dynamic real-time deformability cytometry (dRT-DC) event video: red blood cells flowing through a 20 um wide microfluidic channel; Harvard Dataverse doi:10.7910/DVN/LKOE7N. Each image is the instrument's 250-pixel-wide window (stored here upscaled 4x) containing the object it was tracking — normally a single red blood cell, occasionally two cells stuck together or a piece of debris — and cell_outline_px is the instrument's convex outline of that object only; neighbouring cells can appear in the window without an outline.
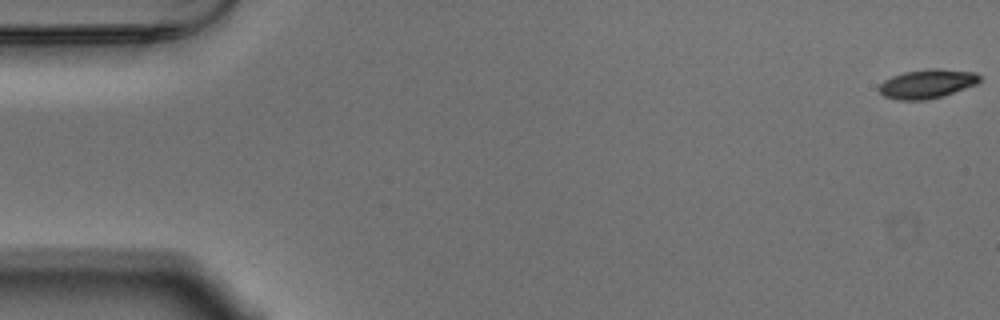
{"species": "Egyptian fruit bat (a non-hibernating species)", "species_latin": "Rousettus aegyptiacus", "temperature_condition": "warm", "stored_images_in_passage": 55, "camera_frame_rate_fps": 3000, "um_per_image_px": 0.085, "animal": {"sex": "male"}, "frame": {"image": 1, "passage_image": 1, "time_ms": 0.0, "image_size_px": [1000, 320], "cell_outline_px": [[980, 80], [976, 84], [928, 100], [896, 100], [884, 96], [880, 92], [880, 84], [884, 80], [892, 76], [904, 72], [928, 68], [940, 68], [976, 72], [980, 76]], "centroid_in_image_um": [78.79, 7.11], "position_along_channel_um": 6.2, "area_um2": 16.94}}
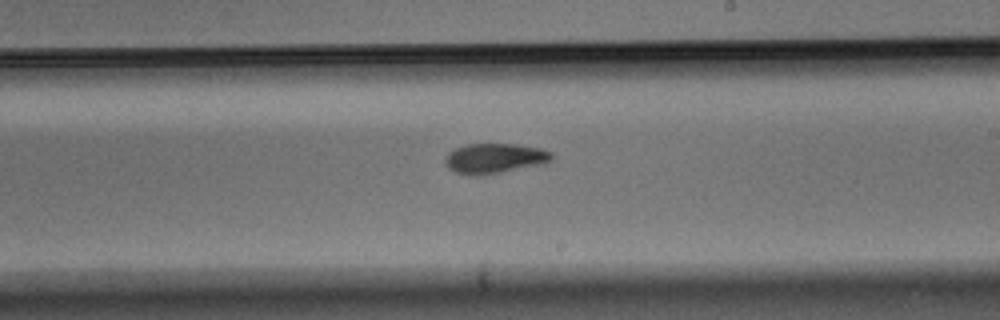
{"frame": {"image": 2, "passage_image": 32, "time_ms": 10.333, "image_size_px": [1000, 320], "cell_outline_px": [[552, 160], [540, 164], [480, 176], [468, 176], [456, 172], [448, 168], [444, 164], [444, 160], [448, 152], [456, 148], [468, 144], [516, 144], [540, 148], [552, 152]], "centroid_in_image_um": [41.99, 13.46], "position_along_channel_um": 247.0, "area_um2": 18.61}}
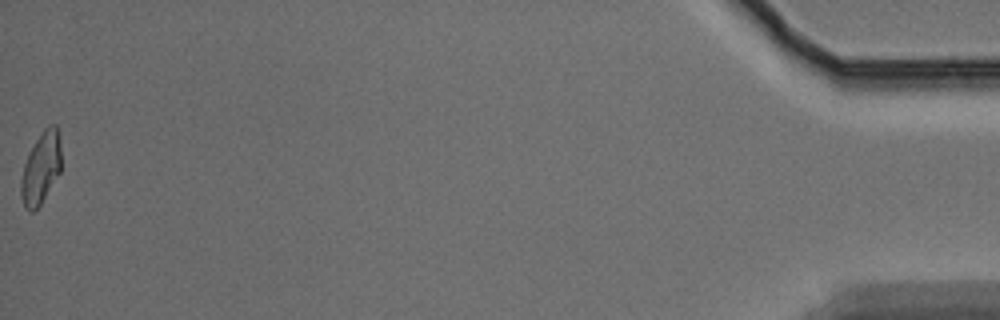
{"frame": {"image": 3, "passage_image": 55, "time_ms": 18.0, "image_size_px": [1000, 320], "cell_outline_px": [[60, 172], [40, 204], [32, 212], [28, 212], [24, 208], [20, 196], [20, 180], [24, 164], [28, 152], [44, 128], [48, 124], [56, 124], [60, 140]], "centroid_in_image_um": [3.45, 14.29], "position_along_channel_um": 431.8, "area_um2": 16.88}, "authors_computed_cell_mechanics": {"area_um2": 17.5134, "velocity_mm_per_s": 3.712, "shape_relaxation_time_tau1_ms": 3.9293, "shape_relaxation_time_tau2_ms": 6.6802, "deformation_change_tau1": 0.1589, "deformation_change_tau2": 0.1124}}